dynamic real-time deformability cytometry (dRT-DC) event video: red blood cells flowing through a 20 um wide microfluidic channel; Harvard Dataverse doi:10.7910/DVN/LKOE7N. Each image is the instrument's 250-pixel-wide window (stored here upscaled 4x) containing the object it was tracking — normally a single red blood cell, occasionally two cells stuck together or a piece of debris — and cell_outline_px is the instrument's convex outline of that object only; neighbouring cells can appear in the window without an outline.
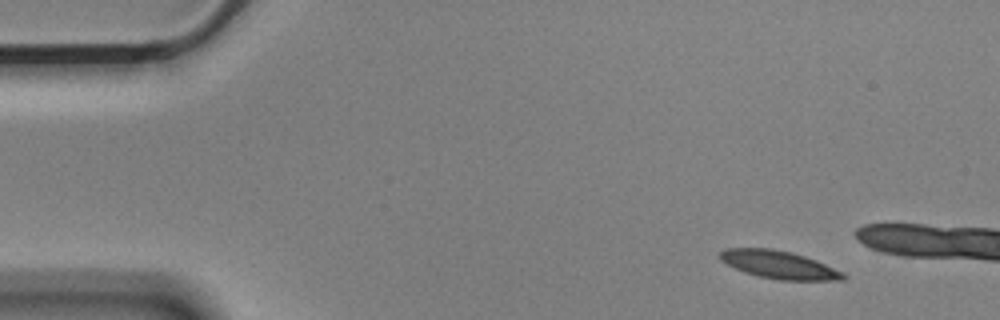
{"species": "Egyptian fruit bat (a non-hibernating species)", "species_latin": "Rousettus aegyptiacus", "temperature_condition": "cold", "stored_images_in_passage": 10, "camera_frame_rate_fps": 3000, "um_per_image_px": 0.085, "animal": {"sex": "male"}, "frame": {"image": 1, "passage_image": 1, "time_ms": 0.0, "image_size_px": [1000, 320], "cell_outline_px": [[848, 276], [844, 280], [780, 280], [760, 276], [744, 272], [720, 260], [716, 256], [724, 248], [772, 248], [792, 252], [816, 260], [844, 272]], "centroid_in_image_um": [66.22, 22.49], "position_along_channel_um": 18.8, "area_um2": 20.11}}